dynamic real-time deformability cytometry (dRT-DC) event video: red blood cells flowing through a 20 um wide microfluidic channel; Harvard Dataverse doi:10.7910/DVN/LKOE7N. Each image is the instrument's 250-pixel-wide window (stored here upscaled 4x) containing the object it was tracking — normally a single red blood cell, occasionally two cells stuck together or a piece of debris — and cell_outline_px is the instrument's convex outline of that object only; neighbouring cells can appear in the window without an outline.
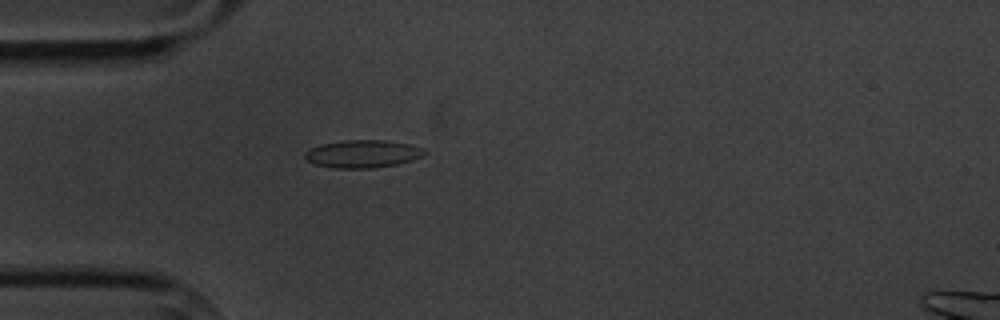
{"species": "common noctule bat (a hibernating species)", "species_latin": "Nyctalus noctula", "temperature_condition": "cold", "stored_images_in_passage": 5, "camera_frame_rate_fps": 3000, "um_per_image_px": 0.085, "animal": {"sex": "male", "body_mass_g": 20.1, "forearm_length_mm": 53.5}, "frame": {"image": 1, "passage_image": 5, "time_ms": 4.667, "image_size_px": [1000, 320], "cell_outline_px": [[428, 152], [424, 156], [412, 160], [396, 164], [372, 168], [336, 168], [316, 164], [308, 160], [304, 156], [304, 152], [312, 148], [324, 144], [344, 140], [384, 140], [408, 144], [424, 148]], "centroid_in_image_um": [30.88, 13.07], "position_along_channel_um": 54.1, "area_um2": 19.13}}